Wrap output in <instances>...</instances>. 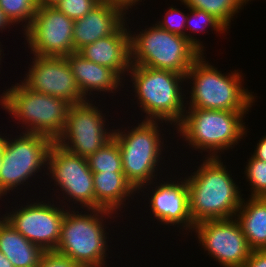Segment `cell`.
I'll return each mask as SVG.
<instances>
[{"instance_id": "obj_1", "label": "cell", "mask_w": 266, "mask_h": 267, "mask_svg": "<svg viewBox=\"0 0 266 267\" xmlns=\"http://www.w3.org/2000/svg\"><path fill=\"white\" fill-rule=\"evenodd\" d=\"M121 114L122 118L118 114L113 138L121 152L123 173L138 190L176 166L174 128L164 121L136 120Z\"/></svg>"}, {"instance_id": "obj_2", "label": "cell", "mask_w": 266, "mask_h": 267, "mask_svg": "<svg viewBox=\"0 0 266 267\" xmlns=\"http://www.w3.org/2000/svg\"><path fill=\"white\" fill-rule=\"evenodd\" d=\"M124 222L127 223L124 218L106 209H67L55 250L83 267H114L118 262L113 261L119 258L121 262L120 255L125 254L124 251H116L122 242L127 243L125 235L129 233H125ZM115 235L117 237L114 238Z\"/></svg>"}, {"instance_id": "obj_3", "label": "cell", "mask_w": 266, "mask_h": 267, "mask_svg": "<svg viewBox=\"0 0 266 267\" xmlns=\"http://www.w3.org/2000/svg\"><path fill=\"white\" fill-rule=\"evenodd\" d=\"M249 113L252 114V112L229 110L186 109L182 121L174 128L175 158H179L176 161L180 163V161L198 158V156L199 158L200 156L201 158H216L228 155L229 158L234 157L233 153L238 152V148L240 147V150L243 143L249 145L246 139L249 141L252 139L248 138V135H251L249 134L250 127H252L247 125Z\"/></svg>"}, {"instance_id": "obj_4", "label": "cell", "mask_w": 266, "mask_h": 267, "mask_svg": "<svg viewBox=\"0 0 266 267\" xmlns=\"http://www.w3.org/2000/svg\"><path fill=\"white\" fill-rule=\"evenodd\" d=\"M229 159L232 161L229 157H198L189 159L190 162L181 161L182 165L181 162H176V167L187 181L189 212L194 224L236 216L243 198L240 180L242 176L239 175L240 170L236 173L237 169L233 167L235 162L232 166L229 161L226 162Z\"/></svg>"}, {"instance_id": "obj_5", "label": "cell", "mask_w": 266, "mask_h": 267, "mask_svg": "<svg viewBox=\"0 0 266 267\" xmlns=\"http://www.w3.org/2000/svg\"><path fill=\"white\" fill-rule=\"evenodd\" d=\"M136 199V214L131 215V217H135L134 219L137 222L142 221V226L145 230H143V227L139 225V223H136V226L134 228H131V225H128L127 223L125 224V226L127 228L130 226V228L127 229V233L129 232L131 235L135 230L137 231V228H139L137 233H139V231H143L141 232V234L143 233V237L145 235L144 231H146L147 229L149 230V232L147 231V236H149L152 232V235H150V237L154 235V232L156 235L158 234V238L162 235V237L165 238V235L167 234L168 237H172V235L174 237L175 235L176 237H172V241H169V243L173 242V240H176L178 237H181L178 238V240L179 242L181 241L180 243L183 245L179 246H185L182 241L186 240L187 237H189V235L193 232L195 224L193 223L189 212L187 181L183 173L180 172V170H178L176 166L164 176L153 180L151 183L141 186L137 190ZM139 208L143 211H141ZM137 211L140 212L138 213ZM145 213L148 216H146ZM138 215L140 217H138ZM147 220L150 222H148ZM146 225L147 229L145 228ZM154 226L156 229H154ZM150 229L153 230L151 231ZM176 232L178 234H176ZM170 233L171 236H169Z\"/></svg>"}, {"instance_id": "obj_6", "label": "cell", "mask_w": 266, "mask_h": 267, "mask_svg": "<svg viewBox=\"0 0 266 267\" xmlns=\"http://www.w3.org/2000/svg\"><path fill=\"white\" fill-rule=\"evenodd\" d=\"M123 98V108L120 107L123 115L141 120L164 121L175 128L182 121L186 110L185 75L131 65L124 80ZM130 112L133 113L131 116L128 114Z\"/></svg>"}, {"instance_id": "obj_7", "label": "cell", "mask_w": 266, "mask_h": 267, "mask_svg": "<svg viewBox=\"0 0 266 267\" xmlns=\"http://www.w3.org/2000/svg\"><path fill=\"white\" fill-rule=\"evenodd\" d=\"M207 56L202 54L185 75L186 109L252 112L261 97L246 85L244 69L232 66L224 72Z\"/></svg>"}, {"instance_id": "obj_8", "label": "cell", "mask_w": 266, "mask_h": 267, "mask_svg": "<svg viewBox=\"0 0 266 267\" xmlns=\"http://www.w3.org/2000/svg\"><path fill=\"white\" fill-rule=\"evenodd\" d=\"M5 129L0 201L11 196L40 195L46 181L49 150L54 141L41 134Z\"/></svg>"}, {"instance_id": "obj_9", "label": "cell", "mask_w": 266, "mask_h": 267, "mask_svg": "<svg viewBox=\"0 0 266 267\" xmlns=\"http://www.w3.org/2000/svg\"><path fill=\"white\" fill-rule=\"evenodd\" d=\"M14 77H17L14 82H3L6 89H0V109L8 115L5 116L7 123H12L6 128L41 134L55 142L64 131L71 104L61 98L31 91L18 80L19 76Z\"/></svg>"}, {"instance_id": "obj_10", "label": "cell", "mask_w": 266, "mask_h": 267, "mask_svg": "<svg viewBox=\"0 0 266 267\" xmlns=\"http://www.w3.org/2000/svg\"><path fill=\"white\" fill-rule=\"evenodd\" d=\"M142 13H129L126 19L130 33L131 65L186 75L202 53L186 37L166 31L154 22L143 21Z\"/></svg>"}, {"instance_id": "obj_11", "label": "cell", "mask_w": 266, "mask_h": 267, "mask_svg": "<svg viewBox=\"0 0 266 267\" xmlns=\"http://www.w3.org/2000/svg\"><path fill=\"white\" fill-rule=\"evenodd\" d=\"M41 194L67 209H95L93 172L87 158L54 142L49 150L47 176Z\"/></svg>"}, {"instance_id": "obj_12", "label": "cell", "mask_w": 266, "mask_h": 267, "mask_svg": "<svg viewBox=\"0 0 266 267\" xmlns=\"http://www.w3.org/2000/svg\"><path fill=\"white\" fill-rule=\"evenodd\" d=\"M66 211L58 201L43 194L0 201V214L28 241L44 250L57 248Z\"/></svg>"}, {"instance_id": "obj_13", "label": "cell", "mask_w": 266, "mask_h": 267, "mask_svg": "<svg viewBox=\"0 0 266 267\" xmlns=\"http://www.w3.org/2000/svg\"><path fill=\"white\" fill-rule=\"evenodd\" d=\"M117 109L120 108L115 103L100 100L70 105L64 131L55 143L75 155L88 158L113 138L115 121L120 113Z\"/></svg>"}, {"instance_id": "obj_14", "label": "cell", "mask_w": 266, "mask_h": 267, "mask_svg": "<svg viewBox=\"0 0 266 267\" xmlns=\"http://www.w3.org/2000/svg\"><path fill=\"white\" fill-rule=\"evenodd\" d=\"M189 236L183 242L196 238L193 243L203 250L200 254L214 259L216 267H242L252 251L235 217L196 223Z\"/></svg>"}, {"instance_id": "obj_15", "label": "cell", "mask_w": 266, "mask_h": 267, "mask_svg": "<svg viewBox=\"0 0 266 267\" xmlns=\"http://www.w3.org/2000/svg\"><path fill=\"white\" fill-rule=\"evenodd\" d=\"M74 22L55 6H38L33 21L22 32L23 53L51 57L75 53Z\"/></svg>"}, {"instance_id": "obj_16", "label": "cell", "mask_w": 266, "mask_h": 267, "mask_svg": "<svg viewBox=\"0 0 266 267\" xmlns=\"http://www.w3.org/2000/svg\"><path fill=\"white\" fill-rule=\"evenodd\" d=\"M24 56L25 59L26 56L30 57L23 61L26 62L24 74L20 72L19 80L29 90L64 99L71 105L86 101L77 87L66 57Z\"/></svg>"}, {"instance_id": "obj_17", "label": "cell", "mask_w": 266, "mask_h": 267, "mask_svg": "<svg viewBox=\"0 0 266 267\" xmlns=\"http://www.w3.org/2000/svg\"><path fill=\"white\" fill-rule=\"evenodd\" d=\"M65 57L77 87L86 100L109 101L121 107L124 99V80L115 71L86 60L77 52Z\"/></svg>"}, {"instance_id": "obj_18", "label": "cell", "mask_w": 266, "mask_h": 267, "mask_svg": "<svg viewBox=\"0 0 266 267\" xmlns=\"http://www.w3.org/2000/svg\"><path fill=\"white\" fill-rule=\"evenodd\" d=\"M93 184L95 209L115 212L122 218L124 217L127 222L129 221V224L132 223L131 225L134 227L136 222L132 220L130 215L135 213L137 190L126 179L125 174L123 172L93 173Z\"/></svg>"}, {"instance_id": "obj_19", "label": "cell", "mask_w": 266, "mask_h": 267, "mask_svg": "<svg viewBox=\"0 0 266 267\" xmlns=\"http://www.w3.org/2000/svg\"><path fill=\"white\" fill-rule=\"evenodd\" d=\"M127 15L120 6L101 1L84 17L74 22V51L78 52L82 47L114 34L126 22Z\"/></svg>"}, {"instance_id": "obj_20", "label": "cell", "mask_w": 266, "mask_h": 267, "mask_svg": "<svg viewBox=\"0 0 266 267\" xmlns=\"http://www.w3.org/2000/svg\"><path fill=\"white\" fill-rule=\"evenodd\" d=\"M77 53L86 60L109 67L125 80L131 66L130 33L127 22L114 34L82 47Z\"/></svg>"}, {"instance_id": "obj_21", "label": "cell", "mask_w": 266, "mask_h": 267, "mask_svg": "<svg viewBox=\"0 0 266 267\" xmlns=\"http://www.w3.org/2000/svg\"><path fill=\"white\" fill-rule=\"evenodd\" d=\"M0 251L14 267H37L45 250L28 241L0 214Z\"/></svg>"}, {"instance_id": "obj_22", "label": "cell", "mask_w": 266, "mask_h": 267, "mask_svg": "<svg viewBox=\"0 0 266 267\" xmlns=\"http://www.w3.org/2000/svg\"><path fill=\"white\" fill-rule=\"evenodd\" d=\"M235 218L251 250H266V197H243Z\"/></svg>"}, {"instance_id": "obj_23", "label": "cell", "mask_w": 266, "mask_h": 267, "mask_svg": "<svg viewBox=\"0 0 266 267\" xmlns=\"http://www.w3.org/2000/svg\"><path fill=\"white\" fill-rule=\"evenodd\" d=\"M229 32L230 31L213 15L203 10L188 7V16L185 23V37L202 54H207V48L209 47L205 41L206 39L203 38L204 35L215 34L217 37L222 36L223 39H230V36L225 38L228 34L230 35ZM200 33L203 34L202 37Z\"/></svg>"}, {"instance_id": "obj_24", "label": "cell", "mask_w": 266, "mask_h": 267, "mask_svg": "<svg viewBox=\"0 0 266 267\" xmlns=\"http://www.w3.org/2000/svg\"><path fill=\"white\" fill-rule=\"evenodd\" d=\"M189 8L203 10L218 19L231 33L237 17L257 0H179ZM265 1V0H263ZM235 20V21H234ZM232 25V26H231Z\"/></svg>"}, {"instance_id": "obj_25", "label": "cell", "mask_w": 266, "mask_h": 267, "mask_svg": "<svg viewBox=\"0 0 266 267\" xmlns=\"http://www.w3.org/2000/svg\"><path fill=\"white\" fill-rule=\"evenodd\" d=\"M243 158L246 161L239 164L243 166V169L239 168L243 176L240 180H243L241 183L246 187L241 185L243 197H266V162L255 158L250 152L247 157L243 155Z\"/></svg>"}, {"instance_id": "obj_26", "label": "cell", "mask_w": 266, "mask_h": 267, "mask_svg": "<svg viewBox=\"0 0 266 267\" xmlns=\"http://www.w3.org/2000/svg\"><path fill=\"white\" fill-rule=\"evenodd\" d=\"M90 170L99 172H123L122 157L114 138L87 158Z\"/></svg>"}, {"instance_id": "obj_27", "label": "cell", "mask_w": 266, "mask_h": 267, "mask_svg": "<svg viewBox=\"0 0 266 267\" xmlns=\"http://www.w3.org/2000/svg\"><path fill=\"white\" fill-rule=\"evenodd\" d=\"M37 7L36 0H0V8L9 20L20 30V32L17 33V39L22 40V32L33 21ZM18 34L21 35V37L18 36Z\"/></svg>"}, {"instance_id": "obj_28", "label": "cell", "mask_w": 266, "mask_h": 267, "mask_svg": "<svg viewBox=\"0 0 266 267\" xmlns=\"http://www.w3.org/2000/svg\"><path fill=\"white\" fill-rule=\"evenodd\" d=\"M175 1H177V3ZM175 1L172 2L174 5L171 4V6L170 4L168 5V3H165V5H167L168 7L166 9H164L163 7L164 13H162L161 11L159 18L157 17L156 19L155 17L152 21L156 23L160 28L165 29L166 31L185 37V23L188 16V6L186 4H183L179 0ZM176 5H180L182 9L180 8V6L178 7Z\"/></svg>"}, {"instance_id": "obj_29", "label": "cell", "mask_w": 266, "mask_h": 267, "mask_svg": "<svg viewBox=\"0 0 266 267\" xmlns=\"http://www.w3.org/2000/svg\"><path fill=\"white\" fill-rule=\"evenodd\" d=\"M100 2V0H60L54 6L68 18L76 21L84 17Z\"/></svg>"}, {"instance_id": "obj_30", "label": "cell", "mask_w": 266, "mask_h": 267, "mask_svg": "<svg viewBox=\"0 0 266 267\" xmlns=\"http://www.w3.org/2000/svg\"><path fill=\"white\" fill-rule=\"evenodd\" d=\"M37 267H83L56 250H45Z\"/></svg>"}, {"instance_id": "obj_31", "label": "cell", "mask_w": 266, "mask_h": 267, "mask_svg": "<svg viewBox=\"0 0 266 267\" xmlns=\"http://www.w3.org/2000/svg\"><path fill=\"white\" fill-rule=\"evenodd\" d=\"M106 1L111 3V4L120 6L121 8H123L129 14V13H134V11L136 13L137 12H142V10H141V9H143L142 7L145 4L146 5L148 4L147 1H149V3H150L151 0H106ZM144 1H145V3H144ZM139 7H141V8H139Z\"/></svg>"}, {"instance_id": "obj_32", "label": "cell", "mask_w": 266, "mask_h": 267, "mask_svg": "<svg viewBox=\"0 0 266 267\" xmlns=\"http://www.w3.org/2000/svg\"><path fill=\"white\" fill-rule=\"evenodd\" d=\"M242 267H266V250H253Z\"/></svg>"}, {"instance_id": "obj_33", "label": "cell", "mask_w": 266, "mask_h": 267, "mask_svg": "<svg viewBox=\"0 0 266 267\" xmlns=\"http://www.w3.org/2000/svg\"><path fill=\"white\" fill-rule=\"evenodd\" d=\"M259 139L257 140L256 143L253 144V146L250 148L252 149V151L250 152L255 158L259 159V160H262V161H265L266 162V132L264 131L263 132V135H261V137H257L256 136V139Z\"/></svg>"}, {"instance_id": "obj_34", "label": "cell", "mask_w": 266, "mask_h": 267, "mask_svg": "<svg viewBox=\"0 0 266 267\" xmlns=\"http://www.w3.org/2000/svg\"><path fill=\"white\" fill-rule=\"evenodd\" d=\"M16 30H14V29ZM18 30V31H17ZM5 31L7 33H11V31H14L16 34V31L19 32L20 30L15 27V25L9 20V18L5 15L3 10L0 8V33L3 36V33L5 34ZM2 36L0 35V39H3Z\"/></svg>"}, {"instance_id": "obj_35", "label": "cell", "mask_w": 266, "mask_h": 267, "mask_svg": "<svg viewBox=\"0 0 266 267\" xmlns=\"http://www.w3.org/2000/svg\"><path fill=\"white\" fill-rule=\"evenodd\" d=\"M3 44V45H2ZM4 46V43H2L1 41H0V76L2 77L3 75H2V73H1V71H3L4 69H3V63L5 64L6 62L3 60L4 59V56L6 55V53H4L5 51V48H6V45H5V47H3ZM4 48V49H3ZM3 62V63H2ZM2 69V70H1ZM0 77V78H1ZM0 88H2V89H5V88H3V87H1L0 86Z\"/></svg>"}, {"instance_id": "obj_36", "label": "cell", "mask_w": 266, "mask_h": 267, "mask_svg": "<svg viewBox=\"0 0 266 267\" xmlns=\"http://www.w3.org/2000/svg\"><path fill=\"white\" fill-rule=\"evenodd\" d=\"M0 168L2 166V154H3V147H4V129L2 123L0 124Z\"/></svg>"}, {"instance_id": "obj_37", "label": "cell", "mask_w": 266, "mask_h": 267, "mask_svg": "<svg viewBox=\"0 0 266 267\" xmlns=\"http://www.w3.org/2000/svg\"><path fill=\"white\" fill-rule=\"evenodd\" d=\"M0 267H14L8 258L0 251Z\"/></svg>"}, {"instance_id": "obj_38", "label": "cell", "mask_w": 266, "mask_h": 267, "mask_svg": "<svg viewBox=\"0 0 266 267\" xmlns=\"http://www.w3.org/2000/svg\"><path fill=\"white\" fill-rule=\"evenodd\" d=\"M60 0H36L38 6H54Z\"/></svg>"}]
</instances>
